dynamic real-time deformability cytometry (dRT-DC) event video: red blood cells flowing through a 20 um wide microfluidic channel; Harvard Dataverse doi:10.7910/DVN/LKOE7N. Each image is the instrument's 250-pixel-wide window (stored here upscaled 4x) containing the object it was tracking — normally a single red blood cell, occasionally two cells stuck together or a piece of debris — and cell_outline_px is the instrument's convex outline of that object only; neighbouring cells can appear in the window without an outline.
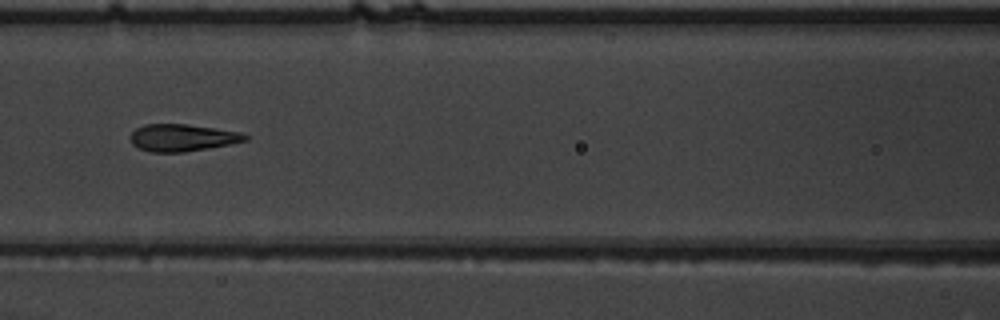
{"species": "common noctule bat (a hibernating species)", "species_latin": "Nyctalus noctula", "temperature_condition": "warm", "stored_images_in_passage": 13, "camera_frame_rate_fps": 3000, "um_per_image_px": 0.085, "animal": {"sex": "male", "body_mass_g": 19.5, "forearm_length_mm": 54.6}, "frame": {"image": 1, "passage_image": 8, "time_ms": 2.333, "image_size_px": [1000, 320], "cell_outline_px": [[248, 140], [232, 144], [184, 152], [152, 152], [140, 148], [132, 144], [128, 136], [136, 128], [144, 124], [188, 124], [240, 132], [248, 136]], "centroid_in_image_um": [15.48, 11.7], "position_along_channel_um": 151.1, "area_um2": 18.21}}